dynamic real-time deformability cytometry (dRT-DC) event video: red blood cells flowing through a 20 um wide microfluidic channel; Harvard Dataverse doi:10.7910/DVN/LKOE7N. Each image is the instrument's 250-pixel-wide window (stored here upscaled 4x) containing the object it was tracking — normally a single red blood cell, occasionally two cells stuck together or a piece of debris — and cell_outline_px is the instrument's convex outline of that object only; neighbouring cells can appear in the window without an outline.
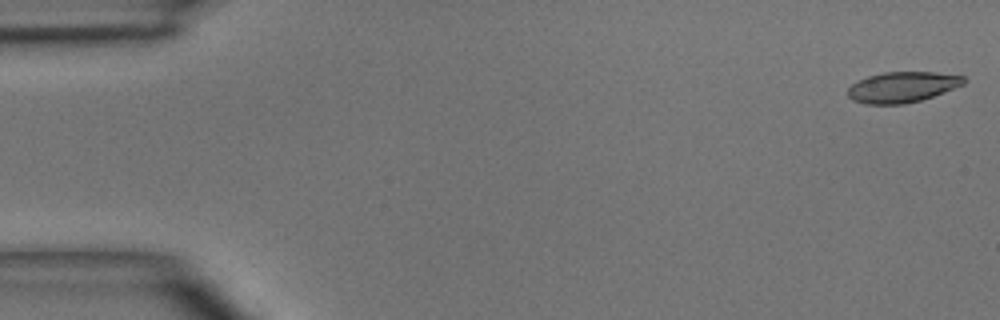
{"species": "common noctule bat (a hibernating species)", "species_latin": "Nyctalus noctula", "temperature_condition": "room temperature", "stored_images_in_passage": 4, "camera_frame_rate_fps": 3000, "um_per_image_px": 0.085, "animal": {"sex": "male", "body_mass_g": 15.6}, "frame": {"image": 1, "passage_image": 1, "time_ms": 0.0, "image_size_px": [1000, 320], "cell_outline_px": [[968, 80], [964, 84], [932, 96], [920, 100], [904, 104], [864, 104], [852, 100], [848, 96], [848, 88], [852, 84], [868, 76], [884, 72], [936, 72], [964, 76]], "centroid_in_image_um": [76.69, 7.4], "position_along_channel_um": 8.3, "area_um2": 20.63}}
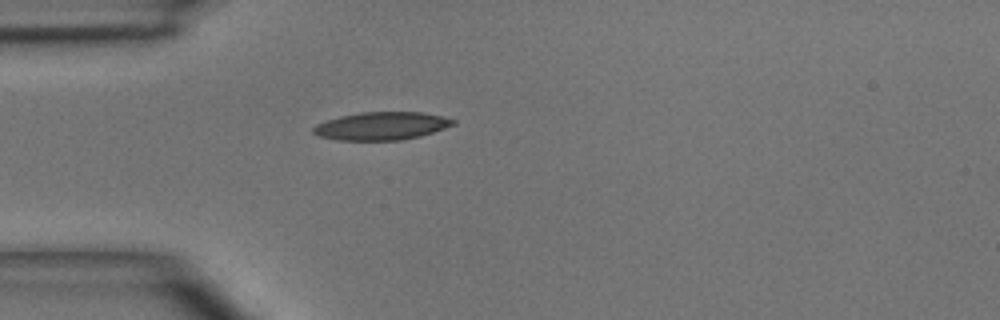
{"frame": {"image": 2, "passage_image": 4, "time_ms": 4.0, "image_size_px": [1000, 320], "cell_outline_px": [[456, 124], [420, 136], [400, 140], [336, 140], [320, 136], [312, 132], [312, 128], [316, 124], [340, 116], [360, 112], [424, 112], [456, 120]], "centroid_in_image_um": [32.42, 10.7], "position_along_channel_um": 52.6, "area_um2": 22.66}}